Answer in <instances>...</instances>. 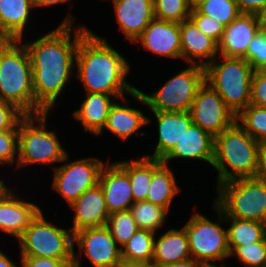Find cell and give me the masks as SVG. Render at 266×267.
<instances>
[{
  "instance_id": "44",
  "label": "cell",
  "mask_w": 266,
  "mask_h": 267,
  "mask_svg": "<svg viewBox=\"0 0 266 267\" xmlns=\"http://www.w3.org/2000/svg\"><path fill=\"white\" fill-rule=\"evenodd\" d=\"M257 177L266 179V140L258 142Z\"/></svg>"
},
{
  "instance_id": "28",
  "label": "cell",
  "mask_w": 266,
  "mask_h": 267,
  "mask_svg": "<svg viewBox=\"0 0 266 267\" xmlns=\"http://www.w3.org/2000/svg\"><path fill=\"white\" fill-rule=\"evenodd\" d=\"M129 175L134 202L146 201L152 178V158L116 161Z\"/></svg>"
},
{
  "instance_id": "35",
  "label": "cell",
  "mask_w": 266,
  "mask_h": 267,
  "mask_svg": "<svg viewBox=\"0 0 266 267\" xmlns=\"http://www.w3.org/2000/svg\"><path fill=\"white\" fill-rule=\"evenodd\" d=\"M153 3L156 19L181 23L190 17L187 0H153Z\"/></svg>"
},
{
  "instance_id": "1",
  "label": "cell",
  "mask_w": 266,
  "mask_h": 267,
  "mask_svg": "<svg viewBox=\"0 0 266 267\" xmlns=\"http://www.w3.org/2000/svg\"><path fill=\"white\" fill-rule=\"evenodd\" d=\"M70 14L57 28L33 42L24 43L33 71L35 115L49 113L56 106L55 102L73 74L72 68L76 67L80 38L89 30L84 25L75 29L73 34L75 18Z\"/></svg>"
},
{
  "instance_id": "8",
  "label": "cell",
  "mask_w": 266,
  "mask_h": 267,
  "mask_svg": "<svg viewBox=\"0 0 266 267\" xmlns=\"http://www.w3.org/2000/svg\"><path fill=\"white\" fill-rule=\"evenodd\" d=\"M205 82V68L190 64L178 74L168 79L161 88L147 95L136 89L130 96L145 104L151 111H189L198 89Z\"/></svg>"
},
{
  "instance_id": "43",
  "label": "cell",
  "mask_w": 266,
  "mask_h": 267,
  "mask_svg": "<svg viewBox=\"0 0 266 267\" xmlns=\"http://www.w3.org/2000/svg\"><path fill=\"white\" fill-rule=\"evenodd\" d=\"M241 13L257 14L266 4V0H235Z\"/></svg>"
},
{
  "instance_id": "46",
  "label": "cell",
  "mask_w": 266,
  "mask_h": 267,
  "mask_svg": "<svg viewBox=\"0 0 266 267\" xmlns=\"http://www.w3.org/2000/svg\"><path fill=\"white\" fill-rule=\"evenodd\" d=\"M34 8L36 7H48L56 4H63L71 0H32Z\"/></svg>"
},
{
  "instance_id": "45",
  "label": "cell",
  "mask_w": 266,
  "mask_h": 267,
  "mask_svg": "<svg viewBox=\"0 0 266 267\" xmlns=\"http://www.w3.org/2000/svg\"><path fill=\"white\" fill-rule=\"evenodd\" d=\"M205 264L193 259V258H190V259H185V260H182V261H179V262H176L174 264H170L166 267H204Z\"/></svg>"
},
{
  "instance_id": "12",
  "label": "cell",
  "mask_w": 266,
  "mask_h": 267,
  "mask_svg": "<svg viewBox=\"0 0 266 267\" xmlns=\"http://www.w3.org/2000/svg\"><path fill=\"white\" fill-rule=\"evenodd\" d=\"M74 243L78 247V255L74 250L73 264L81 266L82 253L94 267H119L123 261L121 248L105 226L88 227L74 233Z\"/></svg>"
},
{
  "instance_id": "23",
  "label": "cell",
  "mask_w": 266,
  "mask_h": 267,
  "mask_svg": "<svg viewBox=\"0 0 266 267\" xmlns=\"http://www.w3.org/2000/svg\"><path fill=\"white\" fill-rule=\"evenodd\" d=\"M120 100V102L115 101L110 107L106 125L98 136L102 134L104 129L124 141L134 133L138 136L139 134L140 136L145 135L144 132H139V129L148 125V123L151 122V119L147 118L141 110L125 106V97Z\"/></svg>"
},
{
  "instance_id": "7",
  "label": "cell",
  "mask_w": 266,
  "mask_h": 267,
  "mask_svg": "<svg viewBox=\"0 0 266 267\" xmlns=\"http://www.w3.org/2000/svg\"><path fill=\"white\" fill-rule=\"evenodd\" d=\"M214 203L225 217L266 223V179L239 178L216 187Z\"/></svg>"
},
{
  "instance_id": "51",
  "label": "cell",
  "mask_w": 266,
  "mask_h": 267,
  "mask_svg": "<svg viewBox=\"0 0 266 267\" xmlns=\"http://www.w3.org/2000/svg\"><path fill=\"white\" fill-rule=\"evenodd\" d=\"M226 265H222V266H218V265H216V263L215 264H205V266L204 267H225Z\"/></svg>"
},
{
  "instance_id": "39",
  "label": "cell",
  "mask_w": 266,
  "mask_h": 267,
  "mask_svg": "<svg viewBox=\"0 0 266 267\" xmlns=\"http://www.w3.org/2000/svg\"><path fill=\"white\" fill-rule=\"evenodd\" d=\"M206 36L214 39L217 43L220 42L225 25L211 16L201 14L196 8L191 9L189 17Z\"/></svg>"
},
{
  "instance_id": "6",
  "label": "cell",
  "mask_w": 266,
  "mask_h": 267,
  "mask_svg": "<svg viewBox=\"0 0 266 267\" xmlns=\"http://www.w3.org/2000/svg\"><path fill=\"white\" fill-rule=\"evenodd\" d=\"M205 67L207 82L222 97L237 116L250 104V90L254 69L244 58L218 56Z\"/></svg>"
},
{
  "instance_id": "25",
  "label": "cell",
  "mask_w": 266,
  "mask_h": 267,
  "mask_svg": "<svg viewBox=\"0 0 266 267\" xmlns=\"http://www.w3.org/2000/svg\"><path fill=\"white\" fill-rule=\"evenodd\" d=\"M32 0H0V40H21L29 22Z\"/></svg>"
},
{
  "instance_id": "50",
  "label": "cell",
  "mask_w": 266,
  "mask_h": 267,
  "mask_svg": "<svg viewBox=\"0 0 266 267\" xmlns=\"http://www.w3.org/2000/svg\"><path fill=\"white\" fill-rule=\"evenodd\" d=\"M206 0H187L188 5L191 9H195L198 5Z\"/></svg>"
},
{
  "instance_id": "47",
  "label": "cell",
  "mask_w": 266,
  "mask_h": 267,
  "mask_svg": "<svg viewBox=\"0 0 266 267\" xmlns=\"http://www.w3.org/2000/svg\"><path fill=\"white\" fill-rule=\"evenodd\" d=\"M256 15L258 18L260 29L266 31V4L261 8V10Z\"/></svg>"
},
{
  "instance_id": "27",
  "label": "cell",
  "mask_w": 266,
  "mask_h": 267,
  "mask_svg": "<svg viewBox=\"0 0 266 267\" xmlns=\"http://www.w3.org/2000/svg\"><path fill=\"white\" fill-rule=\"evenodd\" d=\"M180 188L169 165L152 158V178L146 201L162 206L170 211V206Z\"/></svg>"
},
{
  "instance_id": "26",
  "label": "cell",
  "mask_w": 266,
  "mask_h": 267,
  "mask_svg": "<svg viewBox=\"0 0 266 267\" xmlns=\"http://www.w3.org/2000/svg\"><path fill=\"white\" fill-rule=\"evenodd\" d=\"M156 234L154 237L152 264L168 266L191 258L188 237L183 227L180 230L171 228L161 234L159 238H156Z\"/></svg>"
},
{
  "instance_id": "24",
  "label": "cell",
  "mask_w": 266,
  "mask_h": 267,
  "mask_svg": "<svg viewBox=\"0 0 266 267\" xmlns=\"http://www.w3.org/2000/svg\"><path fill=\"white\" fill-rule=\"evenodd\" d=\"M81 107L73 112L85 132L97 136L105 127L110 107L117 99L114 96L98 92H86Z\"/></svg>"
},
{
  "instance_id": "52",
  "label": "cell",
  "mask_w": 266,
  "mask_h": 267,
  "mask_svg": "<svg viewBox=\"0 0 266 267\" xmlns=\"http://www.w3.org/2000/svg\"><path fill=\"white\" fill-rule=\"evenodd\" d=\"M3 179H0V189L5 185L4 183V181H2Z\"/></svg>"
},
{
  "instance_id": "15",
  "label": "cell",
  "mask_w": 266,
  "mask_h": 267,
  "mask_svg": "<svg viewBox=\"0 0 266 267\" xmlns=\"http://www.w3.org/2000/svg\"><path fill=\"white\" fill-rule=\"evenodd\" d=\"M110 213L129 210L134 203L128 173L115 161L102 166L99 181Z\"/></svg>"
},
{
  "instance_id": "3",
  "label": "cell",
  "mask_w": 266,
  "mask_h": 267,
  "mask_svg": "<svg viewBox=\"0 0 266 267\" xmlns=\"http://www.w3.org/2000/svg\"><path fill=\"white\" fill-rule=\"evenodd\" d=\"M0 100L35 115L31 59L21 40H0Z\"/></svg>"
},
{
  "instance_id": "5",
  "label": "cell",
  "mask_w": 266,
  "mask_h": 267,
  "mask_svg": "<svg viewBox=\"0 0 266 267\" xmlns=\"http://www.w3.org/2000/svg\"><path fill=\"white\" fill-rule=\"evenodd\" d=\"M48 114L25 115L19 121L16 169L34 164L49 166L61 163L68 154L56 132L47 130Z\"/></svg>"
},
{
  "instance_id": "19",
  "label": "cell",
  "mask_w": 266,
  "mask_h": 267,
  "mask_svg": "<svg viewBox=\"0 0 266 267\" xmlns=\"http://www.w3.org/2000/svg\"><path fill=\"white\" fill-rule=\"evenodd\" d=\"M75 212L73 233L88 227L105 226L110 215L105 204L103 190L99 183L86 190L76 201L69 205Z\"/></svg>"
},
{
  "instance_id": "49",
  "label": "cell",
  "mask_w": 266,
  "mask_h": 267,
  "mask_svg": "<svg viewBox=\"0 0 266 267\" xmlns=\"http://www.w3.org/2000/svg\"><path fill=\"white\" fill-rule=\"evenodd\" d=\"M119 267H152L151 264H138V263H122Z\"/></svg>"
},
{
  "instance_id": "21",
  "label": "cell",
  "mask_w": 266,
  "mask_h": 267,
  "mask_svg": "<svg viewBox=\"0 0 266 267\" xmlns=\"http://www.w3.org/2000/svg\"><path fill=\"white\" fill-rule=\"evenodd\" d=\"M260 30L256 14L241 13L233 22L225 26L218 43L219 55L243 58L249 43Z\"/></svg>"
},
{
  "instance_id": "16",
  "label": "cell",
  "mask_w": 266,
  "mask_h": 267,
  "mask_svg": "<svg viewBox=\"0 0 266 267\" xmlns=\"http://www.w3.org/2000/svg\"><path fill=\"white\" fill-rule=\"evenodd\" d=\"M152 53L167 58L182 59L180 23L153 19L135 40Z\"/></svg>"
},
{
  "instance_id": "18",
  "label": "cell",
  "mask_w": 266,
  "mask_h": 267,
  "mask_svg": "<svg viewBox=\"0 0 266 267\" xmlns=\"http://www.w3.org/2000/svg\"><path fill=\"white\" fill-rule=\"evenodd\" d=\"M180 38L182 60L187 63L205 68L219 56L218 43L201 32L190 18L180 23Z\"/></svg>"
},
{
  "instance_id": "29",
  "label": "cell",
  "mask_w": 266,
  "mask_h": 267,
  "mask_svg": "<svg viewBox=\"0 0 266 267\" xmlns=\"http://www.w3.org/2000/svg\"><path fill=\"white\" fill-rule=\"evenodd\" d=\"M227 228L228 247L230 253L239 245L261 241L266 234V223L254 220H244L225 217Z\"/></svg>"
},
{
  "instance_id": "31",
  "label": "cell",
  "mask_w": 266,
  "mask_h": 267,
  "mask_svg": "<svg viewBox=\"0 0 266 267\" xmlns=\"http://www.w3.org/2000/svg\"><path fill=\"white\" fill-rule=\"evenodd\" d=\"M129 211L139 229L150 230L154 233L163 227L169 213L166 208L149 201L134 202Z\"/></svg>"
},
{
  "instance_id": "11",
  "label": "cell",
  "mask_w": 266,
  "mask_h": 267,
  "mask_svg": "<svg viewBox=\"0 0 266 267\" xmlns=\"http://www.w3.org/2000/svg\"><path fill=\"white\" fill-rule=\"evenodd\" d=\"M68 156L67 154L62 161L66 163L54 168L52 187L70 205L98 183L101 168L105 163L94 157L69 162Z\"/></svg>"
},
{
  "instance_id": "30",
  "label": "cell",
  "mask_w": 266,
  "mask_h": 267,
  "mask_svg": "<svg viewBox=\"0 0 266 267\" xmlns=\"http://www.w3.org/2000/svg\"><path fill=\"white\" fill-rule=\"evenodd\" d=\"M154 237L153 231L138 229L121 248L122 261L124 263L151 264Z\"/></svg>"
},
{
  "instance_id": "13",
  "label": "cell",
  "mask_w": 266,
  "mask_h": 267,
  "mask_svg": "<svg viewBox=\"0 0 266 267\" xmlns=\"http://www.w3.org/2000/svg\"><path fill=\"white\" fill-rule=\"evenodd\" d=\"M194 124L214 138L236 122V115L207 82L198 89L189 110Z\"/></svg>"
},
{
  "instance_id": "48",
  "label": "cell",
  "mask_w": 266,
  "mask_h": 267,
  "mask_svg": "<svg viewBox=\"0 0 266 267\" xmlns=\"http://www.w3.org/2000/svg\"><path fill=\"white\" fill-rule=\"evenodd\" d=\"M0 267H18L2 250H0Z\"/></svg>"
},
{
  "instance_id": "38",
  "label": "cell",
  "mask_w": 266,
  "mask_h": 267,
  "mask_svg": "<svg viewBox=\"0 0 266 267\" xmlns=\"http://www.w3.org/2000/svg\"><path fill=\"white\" fill-rule=\"evenodd\" d=\"M18 131L19 122L12 129L0 132V164L11 166L18 161Z\"/></svg>"
},
{
  "instance_id": "54",
  "label": "cell",
  "mask_w": 266,
  "mask_h": 267,
  "mask_svg": "<svg viewBox=\"0 0 266 267\" xmlns=\"http://www.w3.org/2000/svg\"><path fill=\"white\" fill-rule=\"evenodd\" d=\"M71 267H81V266H77V265L73 264Z\"/></svg>"
},
{
  "instance_id": "36",
  "label": "cell",
  "mask_w": 266,
  "mask_h": 267,
  "mask_svg": "<svg viewBox=\"0 0 266 267\" xmlns=\"http://www.w3.org/2000/svg\"><path fill=\"white\" fill-rule=\"evenodd\" d=\"M236 256L239 262L248 267H266L265 237L259 241L237 246L230 256Z\"/></svg>"
},
{
  "instance_id": "2",
  "label": "cell",
  "mask_w": 266,
  "mask_h": 267,
  "mask_svg": "<svg viewBox=\"0 0 266 267\" xmlns=\"http://www.w3.org/2000/svg\"><path fill=\"white\" fill-rule=\"evenodd\" d=\"M127 61L105 38L89 29L80 38L74 74L86 92L105 93L120 100L137 89L127 82L130 72Z\"/></svg>"
},
{
  "instance_id": "17",
  "label": "cell",
  "mask_w": 266,
  "mask_h": 267,
  "mask_svg": "<svg viewBox=\"0 0 266 267\" xmlns=\"http://www.w3.org/2000/svg\"><path fill=\"white\" fill-rule=\"evenodd\" d=\"M120 31L131 43L155 19L153 0H112Z\"/></svg>"
},
{
  "instance_id": "53",
  "label": "cell",
  "mask_w": 266,
  "mask_h": 267,
  "mask_svg": "<svg viewBox=\"0 0 266 267\" xmlns=\"http://www.w3.org/2000/svg\"><path fill=\"white\" fill-rule=\"evenodd\" d=\"M152 267H166V266H158V265L152 264Z\"/></svg>"
},
{
  "instance_id": "40",
  "label": "cell",
  "mask_w": 266,
  "mask_h": 267,
  "mask_svg": "<svg viewBox=\"0 0 266 267\" xmlns=\"http://www.w3.org/2000/svg\"><path fill=\"white\" fill-rule=\"evenodd\" d=\"M250 104L266 108V70H255L250 90Z\"/></svg>"
},
{
  "instance_id": "37",
  "label": "cell",
  "mask_w": 266,
  "mask_h": 267,
  "mask_svg": "<svg viewBox=\"0 0 266 267\" xmlns=\"http://www.w3.org/2000/svg\"><path fill=\"white\" fill-rule=\"evenodd\" d=\"M243 58L254 70L266 69V31L260 29L256 33Z\"/></svg>"
},
{
  "instance_id": "20",
  "label": "cell",
  "mask_w": 266,
  "mask_h": 267,
  "mask_svg": "<svg viewBox=\"0 0 266 267\" xmlns=\"http://www.w3.org/2000/svg\"><path fill=\"white\" fill-rule=\"evenodd\" d=\"M178 158L202 160L212 166L214 160V137L197 124L192 123L185 130L181 139L161 161L168 164L169 161Z\"/></svg>"
},
{
  "instance_id": "41",
  "label": "cell",
  "mask_w": 266,
  "mask_h": 267,
  "mask_svg": "<svg viewBox=\"0 0 266 267\" xmlns=\"http://www.w3.org/2000/svg\"><path fill=\"white\" fill-rule=\"evenodd\" d=\"M24 116L14 104L0 100V132L12 129Z\"/></svg>"
},
{
  "instance_id": "32",
  "label": "cell",
  "mask_w": 266,
  "mask_h": 267,
  "mask_svg": "<svg viewBox=\"0 0 266 267\" xmlns=\"http://www.w3.org/2000/svg\"><path fill=\"white\" fill-rule=\"evenodd\" d=\"M236 121L256 141L266 140V108L249 104Z\"/></svg>"
},
{
  "instance_id": "10",
  "label": "cell",
  "mask_w": 266,
  "mask_h": 267,
  "mask_svg": "<svg viewBox=\"0 0 266 267\" xmlns=\"http://www.w3.org/2000/svg\"><path fill=\"white\" fill-rule=\"evenodd\" d=\"M219 223L213 222L205 215L195 212L183 226L189 243L191 258L203 264H215L230 257L227 229L220 224L226 222L223 211L213 202Z\"/></svg>"
},
{
  "instance_id": "34",
  "label": "cell",
  "mask_w": 266,
  "mask_h": 267,
  "mask_svg": "<svg viewBox=\"0 0 266 267\" xmlns=\"http://www.w3.org/2000/svg\"><path fill=\"white\" fill-rule=\"evenodd\" d=\"M201 13L228 26L240 14L235 0H206L196 7Z\"/></svg>"
},
{
  "instance_id": "33",
  "label": "cell",
  "mask_w": 266,
  "mask_h": 267,
  "mask_svg": "<svg viewBox=\"0 0 266 267\" xmlns=\"http://www.w3.org/2000/svg\"><path fill=\"white\" fill-rule=\"evenodd\" d=\"M106 226L120 248L139 229L129 210L110 213Z\"/></svg>"
},
{
  "instance_id": "22",
  "label": "cell",
  "mask_w": 266,
  "mask_h": 267,
  "mask_svg": "<svg viewBox=\"0 0 266 267\" xmlns=\"http://www.w3.org/2000/svg\"><path fill=\"white\" fill-rule=\"evenodd\" d=\"M152 112L157 119L158 140L157 144L153 147L154 153L144 156L162 160L181 139V136L193 121L189 111Z\"/></svg>"
},
{
  "instance_id": "9",
  "label": "cell",
  "mask_w": 266,
  "mask_h": 267,
  "mask_svg": "<svg viewBox=\"0 0 266 267\" xmlns=\"http://www.w3.org/2000/svg\"><path fill=\"white\" fill-rule=\"evenodd\" d=\"M21 257H42L62 261L74 259V233L45 219L42 210L18 239Z\"/></svg>"
},
{
  "instance_id": "4",
  "label": "cell",
  "mask_w": 266,
  "mask_h": 267,
  "mask_svg": "<svg viewBox=\"0 0 266 267\" xmlns=\"http://www.w3.org/2000/svg\"><path fill=\"white\" fill-rule=\"evenodd\" d=\"M257 166L258 141L237 121L214 138L212 167L218 172L216 187L234 179L257 177Z\"/></svg>"
},
{
  "instance_id": "42",
  "label": "cell",
  "mask_w": 266,
  "mask_h": 267,
  "mask_svg": "<svg viewBox=\"0 0 266 267\" xmlns=\"http://www.w3.org/2000/svg\"><path fill=\"white\" fill-rule=\"evenodd\" d=\"M22 267H71L73 261H62L42 257H21Z\"/></svg>"
},
{
  "instance_id": "14",
  "label": "cell",
  "mask_w": 266,
  "mask_h": 267,
  "mask_svg": "<svg viewBox=\"0 0 266 267\" xmlns=\"http://www.w3.org/2000/svg\"><path fill=\"white\" fill-rule=\"evenodd\" d=\"M40 211L37 204L19 199L8 186L0 189V232L18 240Z\"/></svg>"
}]
</instances>
